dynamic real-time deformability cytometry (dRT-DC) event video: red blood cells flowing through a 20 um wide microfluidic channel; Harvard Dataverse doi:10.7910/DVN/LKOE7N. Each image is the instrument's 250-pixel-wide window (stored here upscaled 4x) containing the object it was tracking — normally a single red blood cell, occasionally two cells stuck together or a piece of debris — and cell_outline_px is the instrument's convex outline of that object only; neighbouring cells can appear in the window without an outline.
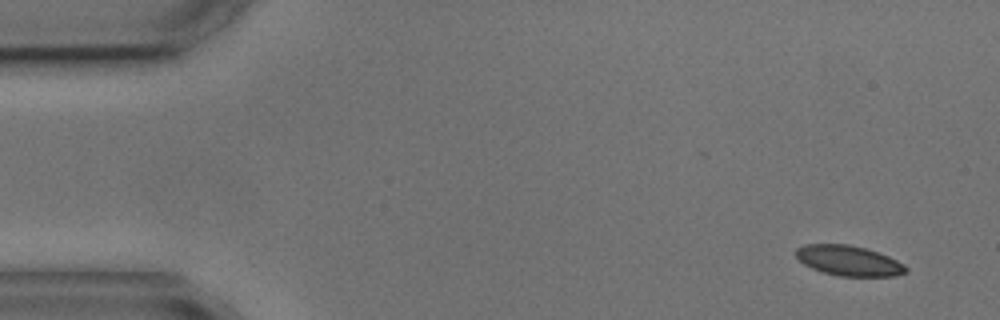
{"species": "common noctule bat (a hibernating species)", "species_latin": "Nyctalus noctula", "temperature_condition": "cold", "stored_images_in_passage": 4, "camera_frame_rate_fps": 3000, "um_per_image_px": 0.085, "animal": {"sex": "male", "body_mass_g": 17.9, "forearm_length_mm": 54.2}, "frame": {"image": 1, "passage_image": 1, "time_ms": 0.0, "image_size_px": [1000, 320], "cell_outline_px": [[908, 272], [896, 276], [840, 276], [824, 272], [812, 268], [804, 264], [796, 256], [796, 248], [804, 244], [848, 244], [864, 248], [888, 256], [904, 264], [908, 268]], "centroid_in_image_um": [72.15, 22.16], "position_along_channel_um": 12.8, "area_um2": 19.25}}
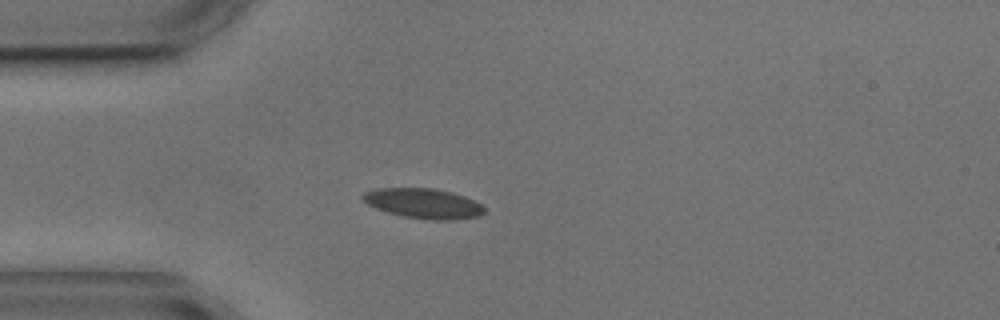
{"frame": {"image": 2, "passage_image": 4, "time_ms": 3.667, "image_size_px": [1000, 320], "cell_outline_px": [[484, 212], [480, 216], [452, 220], [432, 220], [404, 216], [388, 212], [376, 208], [368, 204], [360, 196], [364, 192], [376, 188], [432, 188], [452, 192], [464, 196], [480, 204], [484, 208]], "centroid_in_image_um": [35.98, 17.29], "position_along_channel_um": 49.0, "area_um2": 21.1}}